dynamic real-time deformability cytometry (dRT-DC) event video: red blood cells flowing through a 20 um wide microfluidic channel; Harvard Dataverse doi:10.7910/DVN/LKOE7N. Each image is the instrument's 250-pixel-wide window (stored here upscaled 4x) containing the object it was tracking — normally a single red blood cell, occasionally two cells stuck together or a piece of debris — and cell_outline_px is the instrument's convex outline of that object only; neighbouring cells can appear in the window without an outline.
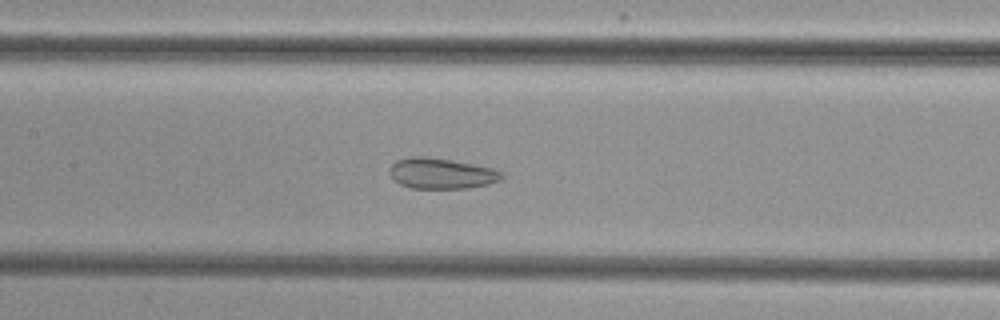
{"species": "common noctule bat (a hibernating species)", "species_latin": "Nyctalus noctula", "temperature_condition": "cold", "stored_images_in_passage": 54, "camera_frame_rate_fps": 3000, "um_per_image_px": 0.085, "animal": {"sex": "female", "body_mass_g": 29.2, "forearm_length_mm": 56.3}, "frame": {"image": 1, "passage_image": 26, "time_ms": 8.333, "image_size_px": [1000, 320], "cell_outline_px": [[504, 176], [500, 180], [488, 184], [468, 188], [412, 188], [400, 184], [388, 172], [388, 168], [396, 160], [412, 156], [428, 156], [452, 160], [492, 168], [500, 172]], "centroid_in_image_um": [37.49, 14.73], "position_along_channel_um": 169.9, "area_um2": 20.0}}
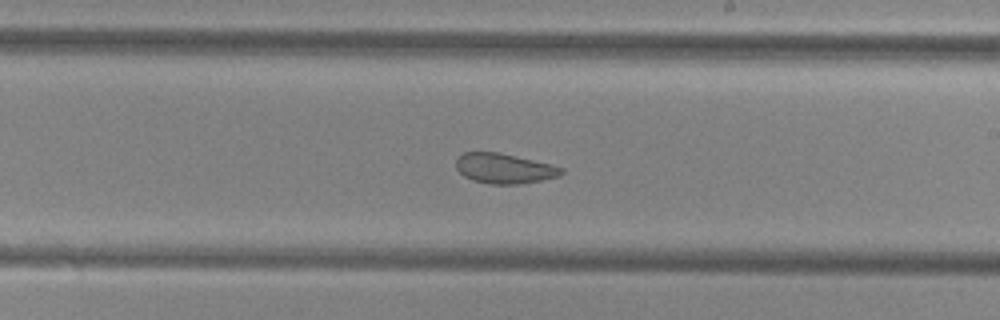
{"frame": {"image": 2, "passage_image": 32, "time_ms": 10.333, "image_size_px": [1000, 320], "cell_outline_px": [[564, 172], [560, 176], [520, 184], [488, 184], [472, 180], [464, 176], [456, 168], [456, 156], [464, 152], [500, 152], [552, 164], [564, 168]], "centroid_in_image_um": [42.86, 14.31], "position_along_channel_um": 246.1, "area_um2": 18.67}}
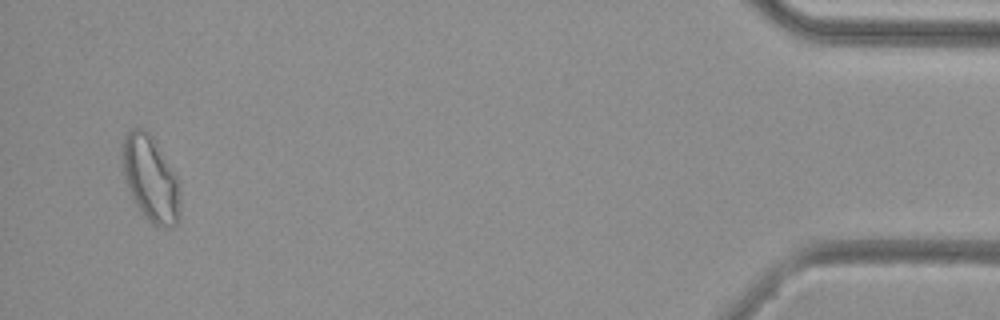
{"frame": {"image": 3, "passage_image": 52, "time_ms": 17.0, "image_size_px": [1000, 320], "cell_outline_px": [[180, 216], [176, 224], [172, 228], [156, 228], [144, 216], [136, 204], [124, 180], [120, 156], [120, 152], [124, 140], [128, 132], [132, 128], [144, 128], [152, 136], [176, 176], [180, 208]], "centroid_in_image_um": [12.76, 15.22], "position_along_channel_um": 422.4, "area_um2": 28.9}, "authors_computed_cell_mechanics": {"area_um2": 24.3627, "velocity_mm_per_s": 3.828, "shape_relaxation_time_tau1_ms": null, "shape_relaxation_time_tau2_ms": 1.8301, "deformation_change_tau1": null, "deformation_change_tau2": 0.0812}}